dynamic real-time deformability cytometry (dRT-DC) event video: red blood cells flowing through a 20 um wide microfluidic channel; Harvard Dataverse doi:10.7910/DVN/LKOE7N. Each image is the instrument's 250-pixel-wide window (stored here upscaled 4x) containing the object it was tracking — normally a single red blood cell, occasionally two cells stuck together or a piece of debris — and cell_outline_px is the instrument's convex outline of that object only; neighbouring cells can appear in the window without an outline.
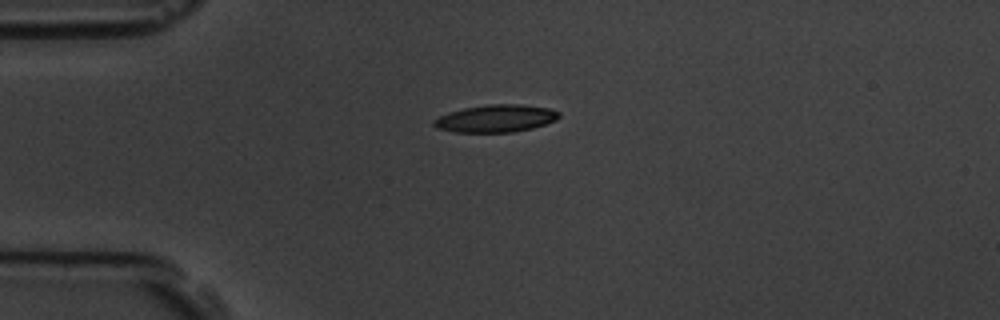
{"species": "common noctule bat (a hibernating species)", "species_latin": "Nyctalus noctula", "temperature_condition": "room temperature", "stored_images_in_passage": 1, "camera_frame_rate_fps": 3000, "um_per_image_px": 0.085, "animal": {"sex": "male", "body_mass_g": 19.5, "forearm_length_mm": 54.6}, "frame": {"image": 1, "passage_image": 1, "time_ms": 0.0, "image_size_px": [1000, 320], "cell_outline_px": [[560, 116], [556, 120], [532, 128], [512, 132], [456, 132], [436, 128], [432, 124], [432, 120], [448, 112], [464, 108], [488, 104], [520, 104], [548, 108], [560, 112]], "centroid_in_image_um": [42.12, 10.06], "position_along_channel_um": 42.9, "area_um2": 20.0}}